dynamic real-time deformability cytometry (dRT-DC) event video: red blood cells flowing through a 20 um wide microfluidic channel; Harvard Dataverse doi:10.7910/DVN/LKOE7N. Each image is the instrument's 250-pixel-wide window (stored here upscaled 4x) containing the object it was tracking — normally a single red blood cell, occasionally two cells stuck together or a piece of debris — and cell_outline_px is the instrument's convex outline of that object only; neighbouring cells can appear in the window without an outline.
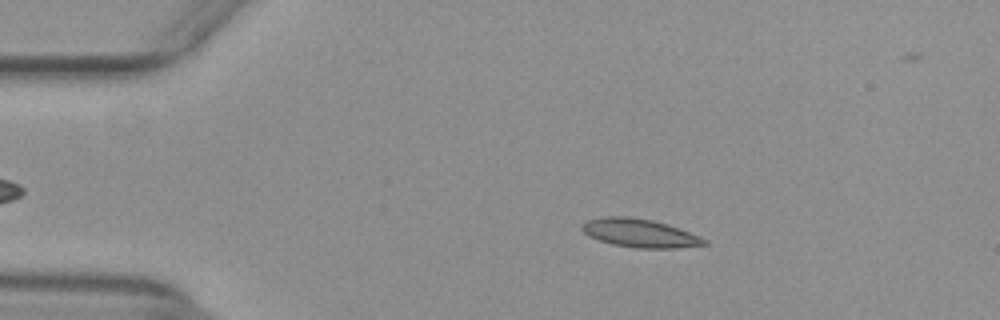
{"species": "common noctule bat (a hibernating species)", "species_latin": "Nyctalus noctula", "temperature_condition": "warm", "stored_images_in_passage": 16, "camera_frame_rate_fps": 3000, "um_per_image_px": 0.085, "animal": {"sex": "female", "body_mass_g": 29.2, "forearm_length_mm": 56.3}, "frame": {"image": 1, "passage_image": 9, "time_ms": 2.667, "image_size_px": [1000, 320], "cell_outline_px": [[708, 244], [676, 248], [636, 248], [612, 244], [588, 236], [580, 228], [580, 224], [588, 220], [604, 216], [628, 216], [652, 220], [668, 224], [700, 236], [708, 240]], "centroid_in_image_um": [54.37, 19.81], "position_along_channel_um": 30.6, "area_um2": 20.35}}